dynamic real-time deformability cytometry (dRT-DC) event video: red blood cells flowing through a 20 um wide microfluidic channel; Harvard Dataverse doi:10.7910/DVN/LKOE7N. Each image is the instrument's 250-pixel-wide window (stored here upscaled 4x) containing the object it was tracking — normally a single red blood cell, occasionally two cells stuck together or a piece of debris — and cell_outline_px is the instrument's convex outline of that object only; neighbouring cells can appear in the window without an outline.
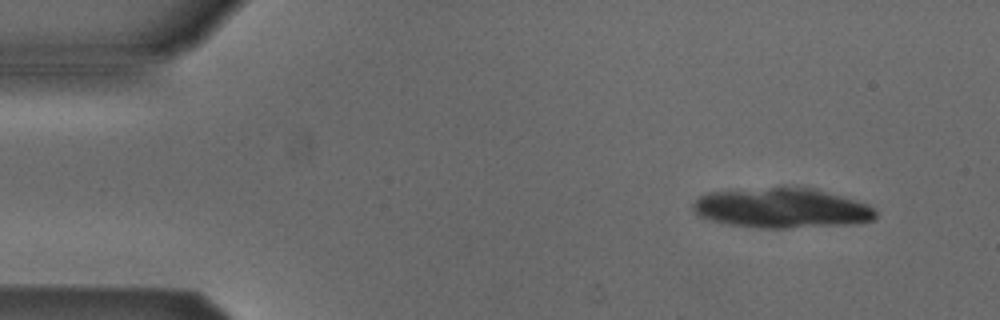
{"species": "Egyptian fruit bat (a non-hibernating species)", "species_latin": "Rousettus aegyptiacus", "temperature_condition": "cold", "stored_images_in_passage": 5, "camera_frame_rate_fps": 3000, "um_per_image_px": 0.085, "animal": {"sex": "male"}, "frame": {"image": 1, "passage_image": 2, "time_ms": 1.333, "image_size_px": [1000, 320], "cell_outline_px": [[876, 216], [872, 220], [852, 224], [784, 228], [756, 228], [732, 224], [712, 220], [700, 216], [692, 208], [692, 204], [696, 196], [704, 192], [768, 188], [816, 188], [868, 204], [876, 212]], "centroid_in_image_um": [66.42, 17.68], "position_along_channel_um": 18.6, "area_um2": 42.25}}